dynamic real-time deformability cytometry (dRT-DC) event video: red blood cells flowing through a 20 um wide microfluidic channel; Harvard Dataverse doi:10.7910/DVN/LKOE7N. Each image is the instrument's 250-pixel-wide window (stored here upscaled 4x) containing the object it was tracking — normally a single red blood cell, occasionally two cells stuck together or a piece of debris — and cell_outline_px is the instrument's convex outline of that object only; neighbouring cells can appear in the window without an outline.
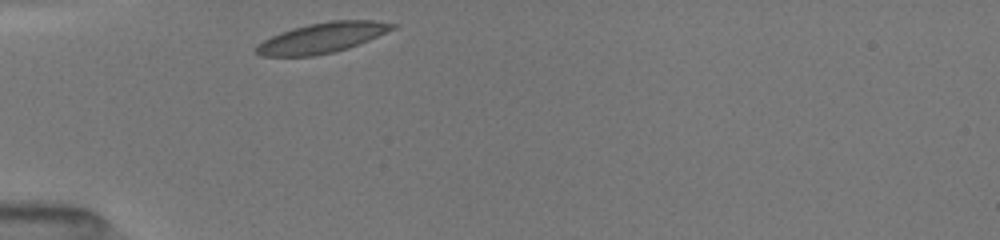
{"species": "common noctule bat (a hibernating species)", "species_latin": "Nyctalus noctula", "temperature_condition": "room temperature", "stored_images_in_passage": 10, "camera_frame_rate_fps": 3000, "um_per_image_px": 0.085, "animal": {"sex": "female", "body_mass_g": 19.5, "forearm_length_mm": 54.1}, "frame": {"image": 1, "passage_image": 1, "time_ms": 0.0, "image_size_px": [1000, 240], "cell_outline_px": [[400, 24], [396, 28], [368, 40], [348, 48], [332, 52], [312, 56], [260, 56], [256, 52], [256, 44], [280, 32], [292, 28], [308, 24], [328, 20], [372, 20]], "centroid_in_image_um": [27.39, 3.2], "position_along_channel_um": 57.6, "area_um2": 23.99}}
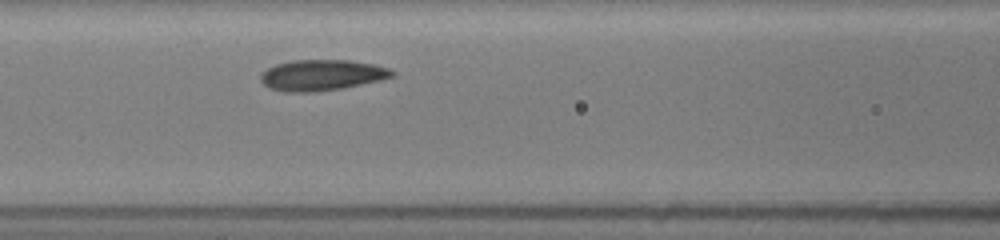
{"frame": {"image": 2, "passage_image": 7, "time_ms": 2.333, "image_size_px": [1000, 240], "cell_outline_px": [[396, 76], [380, 80], [344, 88], [316, 92], [284, 92], [268, 88], [260, 80], [260, 76], [268, 68], [276, 64], [292, 60], [348, 60], [372, 64], [388, 68], [396, 72]], "centroid_in_image_um": [27.36, 6.39], "position_along_channel_um": 139.2, "area_um2": 23.76}}
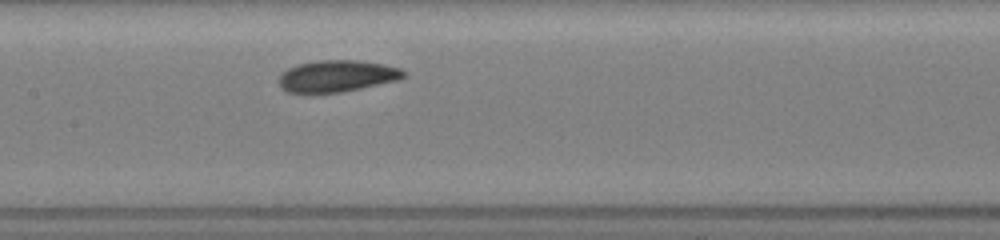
{"frame": {"image": 3, "passage_image": 10, "time_ms": 3.333, "image_size_px": [1000, 240], "cell_outline_px": [[408, 76], [400, 80], [340, 92], [288, 92], [280, 88], [276, 80], [280, 72], [288, 68], [300, 64], [316, 60], [356, 60], [384, 64], [400, 68], [408, 72]], "centroid_in_image_um": [28.65, 6.45], "position_along_channel_um": 178.7, "area_um2": 23.29}}